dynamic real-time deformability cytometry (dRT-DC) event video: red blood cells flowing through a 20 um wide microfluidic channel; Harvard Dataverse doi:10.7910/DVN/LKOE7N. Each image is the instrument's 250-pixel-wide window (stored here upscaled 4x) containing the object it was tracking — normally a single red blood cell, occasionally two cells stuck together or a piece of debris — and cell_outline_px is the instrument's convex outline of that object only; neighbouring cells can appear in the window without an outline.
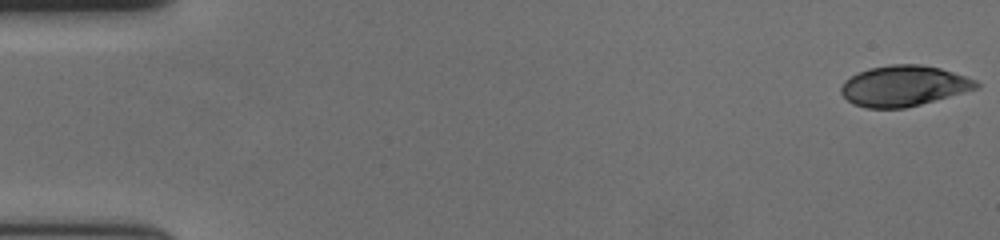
{"species": "human", "species_latin": "Homo sapiens", "temperature_condition": "cold", "stored_images_in_passage": 58, "camera_frame_rate_fps": 3000, "um_per_image_px": 0.085, "donor": {"sex": "female"}, "frame": {"image": 1, "passage_image": 1, "time_ms": 0.0, "image_size_px": [1000, 240], "cell_outline_px": [[980, 88], [920, 104], [904, 108], [868, 108], [852, 104], [840, 92], [840, 88], [844, 80], [856, 72], [868, 68], [888, 64], [920, 64], [940, 68], [976, 80], [980, 84]], "centroid_in_image_um": [76.79, 7.29], "position_along_channel_um": 8.2, "area_um2": 32.14}}
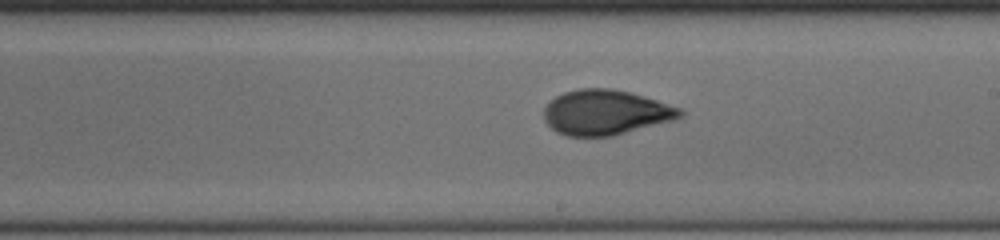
{"frame": {"image": 2, "passage_image": 34, "time_ms": 11.0, "image_size_px": [1000, 240], "cell_outline_px": [[684, 116], [672, 120], [612, 136], [568, 136], [556, 132], [544, 120], [544, 108], [548, 100], [564, 92], [580, 88], [612, 88], [644, 96], [680, 108], [684, 112]], "centroid_in_image_um": [51.44, 9.55], "position_along_channel_um": 237.6, "area_um2": 35.66}}
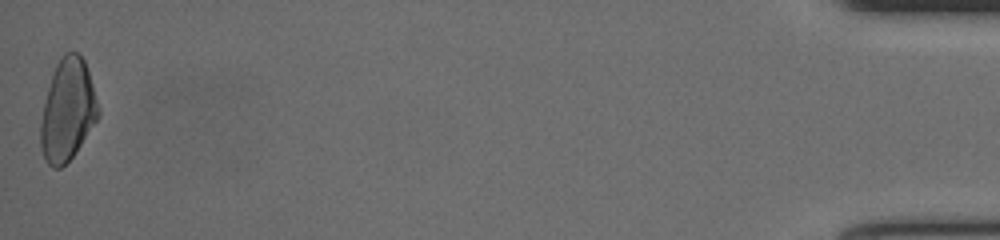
{"frame": {"image": 3, "passage_image": 58, "time_ms": 19.0, "image_size_px": [1000, 240], "cell_outline_px": [[100, 116], [72, 156], [60, 168], [52, 168], [48, 164], [44, 156], [40, 144], [40, 124], [44, 104], [48, 88], [56, 64], [60, 56], [64, 52], [76, 52], [84, 60], [92, 84], [100, 112]], "centroid_in_image_um": [5.74, 9.36], "position_along_channel_um": 429.5, "area_um2": 33.7}, "authors_computed_cell_mechanics": {"area_um2": 34.2465, "velocity_mm_per_s": 3.628, "shape_relaxation_time_tau1_ms": 6.1182, "shape_relaxation_time_tau2_ms": 1.117, "deformation_change_tau1": 0.1832, "deformation_change_tau2": 0.0583}}